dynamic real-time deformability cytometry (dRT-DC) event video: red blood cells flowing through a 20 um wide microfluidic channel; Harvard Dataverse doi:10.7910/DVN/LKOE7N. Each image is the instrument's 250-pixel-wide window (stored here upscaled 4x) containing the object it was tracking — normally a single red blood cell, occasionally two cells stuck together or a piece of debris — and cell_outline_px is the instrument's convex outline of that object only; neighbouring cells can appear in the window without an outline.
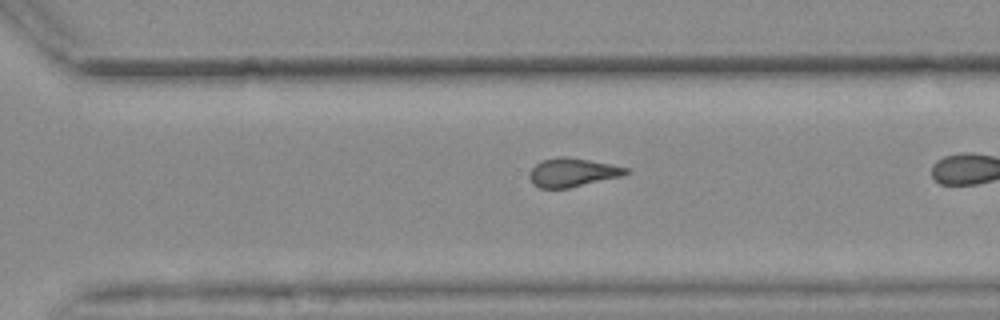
{"species": "common noctule bat (a hibernating species)", "species_latin": "Nyctalus noctula", "temperature_condition": "warm", "stored_images_in_passage": 29, "camera_frame_rate_fps": 3000, "um_per_image_px": 0.085, "animal": {"sex": "female", "body_mass_g": 25.1}, "frame": {"image": 1, "passage_image": 25, "time_ms": 8.0, "image_size_px": [1000, 320], "cell_outline_px": [[632, 172], [624, 176], [568, 188], [540, 188], [532, 184], [528, 176], [528, 172], [540, 160], [560, 156], [568, 156], [628, 168]], "centroid_in_image_um": [48.64, 14.66], "position_along_channel_um": 322.0, "area_um2": 16.3}}